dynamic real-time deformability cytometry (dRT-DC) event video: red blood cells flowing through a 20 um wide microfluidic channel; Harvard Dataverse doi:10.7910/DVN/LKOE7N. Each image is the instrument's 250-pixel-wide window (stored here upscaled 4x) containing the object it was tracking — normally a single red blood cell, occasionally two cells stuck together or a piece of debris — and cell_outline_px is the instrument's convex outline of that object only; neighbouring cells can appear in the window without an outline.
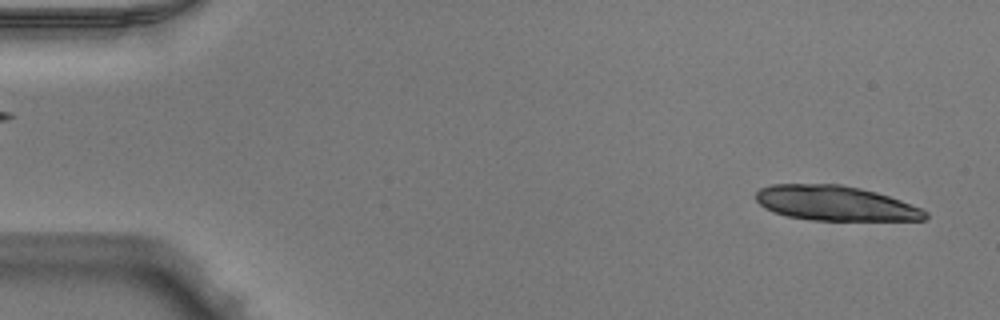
{"species": "Egyptian fruit bat (a non-hibernating species)", "species_latin": "Rousettus aegyptiacus", "temperature_condition": "warm", "stored_images_in_passage": 37, "camera_frame_rate_fps": 3000, "um_per_image_px": 0.085, "animal": {"sex": "male"}, "frame": {"image": 1, "passage_image": 2, "time_ms": 0.333, "image_size_px": [1000, 320], "cell_outline_px": [[928, 216], [924, 220], [812, 220], [788, 216], [764, 208], [756, 200], [756, 192], [760, 188], [772, 184], [840, 184], [860, 188], [876, 192], [912, 204], [928, 212]], "centroid_in_image_um": [71.0, 17.27], "position_along_channel_um": 14.0, "area_um2": 34.28}}
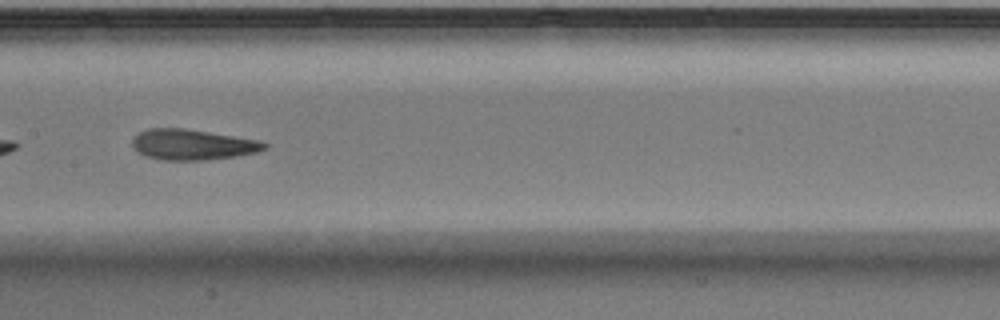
{"frame": {"image": 2, "passage_image": 25, "time_ms": 8.0, "image_size_px": [1000, 320], "cell_outline_px": [[268, 148], [256, 152], [236, 156], [204, 160], [160, 160], [144, 156], [132, 144], [132, 140], [140, 132], [148, 128], [184, 128], [260, 140], [268, 144]], "centroid_in_image_um": [16.39, 12.29], "position_along_channel_um": 191.0, "area_um2": 23.47}}
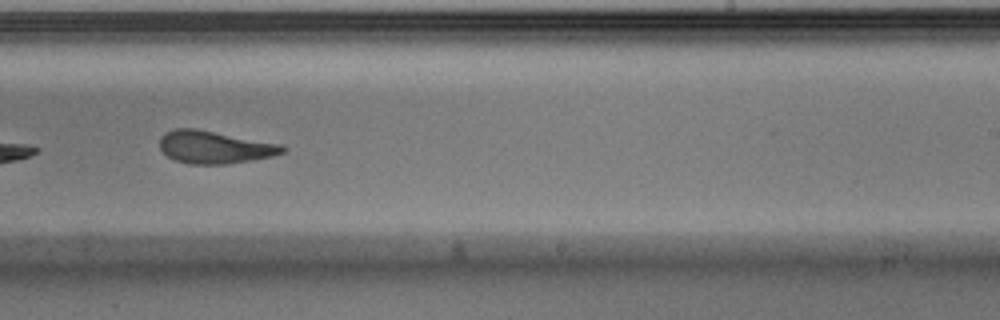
{"frame": {"image": 3, "passage_image": 31, "time_ms": 10.0, "image_size_px": [1000, 320], "cell_outline_px": [[288, 148], [284, 152], [272, 156], [224, 164], [188, 164], [176, 160], [168, 156], [160, 148], [160, 136], [164, 132], [176, 128], [196, 128], [280, 144]], "centroid_in_image_um": [18.21, 12.49], "position_along_channel_um": 270.8, "area_um2": 23.18}}